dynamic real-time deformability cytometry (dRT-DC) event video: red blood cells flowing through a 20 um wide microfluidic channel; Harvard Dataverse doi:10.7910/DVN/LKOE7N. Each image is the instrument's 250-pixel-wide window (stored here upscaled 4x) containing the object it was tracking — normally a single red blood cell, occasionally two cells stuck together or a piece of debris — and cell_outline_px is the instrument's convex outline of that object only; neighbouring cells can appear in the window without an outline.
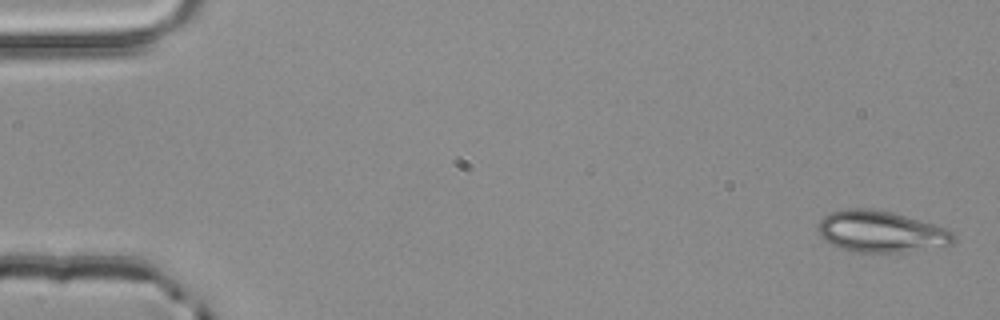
{"species": "common noctule bat (a hibernating species)", "species_latin": "Nyctalus noctula", "temperature_condition": "room temperature", "stored_images_in_passage": 5, "camera_frame_rate_fps": 3000, "um_per_image_px": 0.085, "animal": {"sex": "male", "body_mass_g": 20.4}, "frame": {"image": 1, "passage_image": 1, "time_ms": 0.0, "image_size_px": [1000, 320], "cell_outline_px": [[956, 236], [952, 244], [948, 248], [904, 252], [856, 252], [840, 248], [824, 240], [820, 236], [820, 220], [824, 216], [832, 212], [848, 208], [868, 208], [892, 212], [932, 224], [944, 228], [952, 232]], "centroid_in_image_um": [74.95, 19.71], "position_along_channel_um": 10.1, "area_um2": 32.83}}